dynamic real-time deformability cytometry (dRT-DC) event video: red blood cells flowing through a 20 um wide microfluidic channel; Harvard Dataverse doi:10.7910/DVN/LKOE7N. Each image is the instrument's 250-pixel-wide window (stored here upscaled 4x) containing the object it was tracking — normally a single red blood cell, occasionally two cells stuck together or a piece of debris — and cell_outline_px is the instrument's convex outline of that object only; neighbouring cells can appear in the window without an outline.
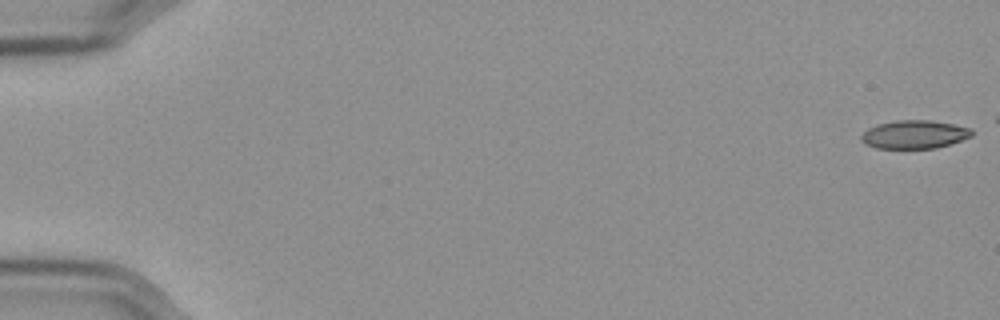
{"species": "Egyptian fruit bat (a non-hibernating species)", "species_latin": "Rousettus aegyptiacus", "temperature_condition": "cold", "stored_images_in_passage": 51, "camera_frame_rate_fps": 3000, "um_per_image_px": 0.085, "frame": {"image": 1, "passage_image": 1, "time_ms": 0.0, "image_size_px": [1000, 320], "cell_outline_px": [[972, 136], [936, 148], [876, 148], [864, 144], [860, 140], [860, 136], [868, 128], [880, 124], [896, 120], [928, 120], [952, 124], [972, 128]], "centroid_in_image_um": [77.69, 11.43], "position_along_channel_um": 7.3, "area_um2": 18.09}}
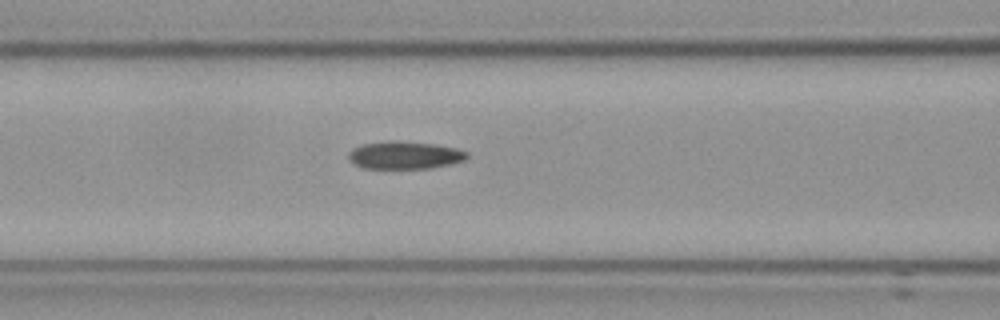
{"frame": {"image": 2, "passage_image": 25, "time_ms": 8.0, "image_size_px": [1000, 320], "cell_outline_px": [[468, 156], [464, 160], [448, 164], [428, 168], [364, 168], [356, 164], [348, 156], [348, 152], [352, 148], [364, 144], [392, 140], [400, 140], [436, 144], [456, 148], [468, 152]], "centroid_in_image_um": [34.41, 13.17], "position_along_channel_um": 132.2, "area_um2": 18.96}}
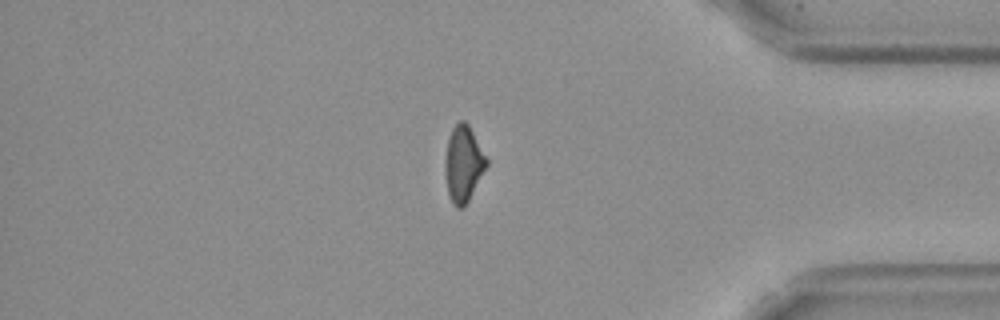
{"frame": {"image": 3, "passage_image": 49, "time_ms": 16.0, "image_size_px": [1000, 320], "cell_outline_px": [[488, 164], [468, 200], [460, 208], [456, 208], [452, 204], [448, 192], [444, 172], [444, 160], [448, 140], [452, 128], [460, 120], [464, 120], [468, 124], [488, 160]], "centroid_in_image_um": [39.36, 13.91], "position_along_channel_um": 395.8, "area_um2": 18.15}}